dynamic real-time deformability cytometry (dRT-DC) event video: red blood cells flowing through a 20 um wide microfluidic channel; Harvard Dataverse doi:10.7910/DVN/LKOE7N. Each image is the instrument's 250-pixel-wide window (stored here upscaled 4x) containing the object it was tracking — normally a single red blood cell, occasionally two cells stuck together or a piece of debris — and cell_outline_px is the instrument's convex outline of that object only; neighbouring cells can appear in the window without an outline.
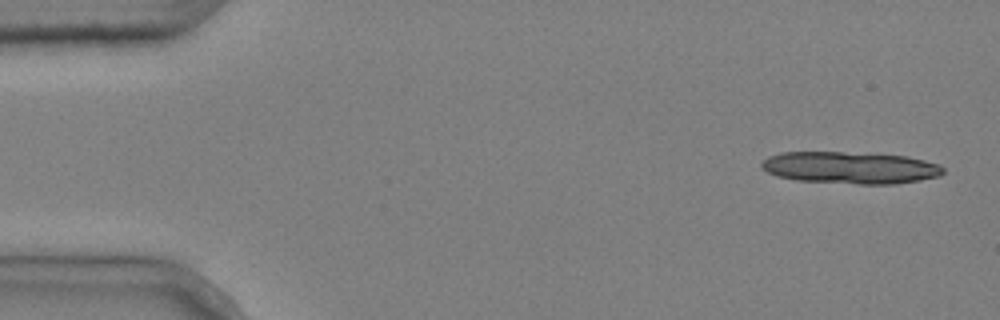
{"species": "common noctule bat (a hibernating species)", "species_latin": "Nyctalus noctula", "temperature_condition": "cold", "stored_images_in_passage": 7, "segment_of_instrument_passage": [1, 2], "camera_frame_rate_fps": 3000, "um_per_image_px": 0.085, "animal": {"sex": "male", "body_mass_g": 20.4}, "frame": {"image": 1, "passage_image": 1, "time_ms": 0.0, "image_size_px": [1000, 320], "cell_outline_px": [[944, 172], [940, 176], [920, 180], [896, 184], [860, 184], [796, 180], [776, 176], [760, 168], [760, 164], [768, 156], [780, 152], [844, 152], [908, 156], [940, 164], [944, 168]], "centroid_in_image_um": [72.27, 14.25], "position_along_channel_um": 12.7, "area_um2": 34.04}}